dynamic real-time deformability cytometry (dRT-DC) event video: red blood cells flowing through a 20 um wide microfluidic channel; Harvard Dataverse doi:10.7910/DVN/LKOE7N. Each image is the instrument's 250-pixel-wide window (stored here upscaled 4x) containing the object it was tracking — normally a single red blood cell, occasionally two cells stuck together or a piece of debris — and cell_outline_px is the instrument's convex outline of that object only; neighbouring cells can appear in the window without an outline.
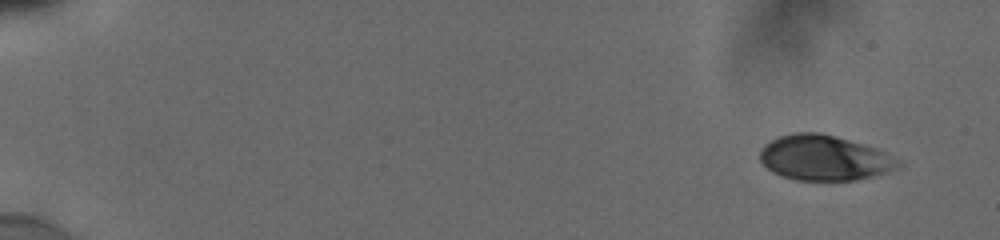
{"species": "human", "species_latin": "Homo sapiens", "temperature_condition": "cold", "stored_images_in_passage": 52, "camera_frame_rate_fps": 3000, "um_per_image_px": 0.085, "donor": {"sex": "male"}, "frame": {"image": 1, "passage_image": 1, "time_ms": 0.0, "image_size_px": [1000, 240], "cell_outline_px": [[904, 164], [900, 168], [888, 172], [856, 180], [796, 180], [772, 172], [760, 160], [760, 152], [764, 144], [780, 136], [796, 132], [820, 132], [836, 136], [876, 148], [900, 160]], "centroid_in_image_um": [70.1, 13.42], "position_along_channel_um": 14.9, "area_um2": 36.41}}
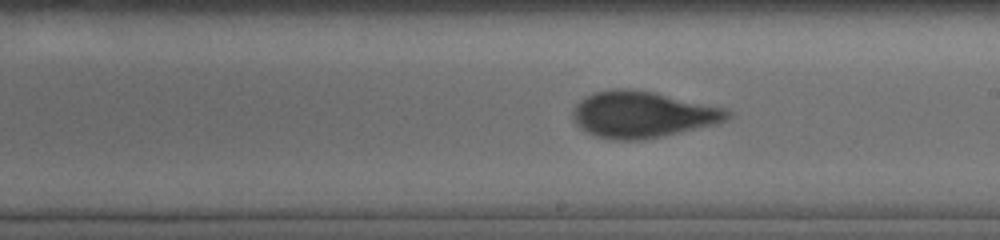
{"frame": {"image": 2, "passage_image": 31, "time_ms": 10.0, "image_size_px": [1000, 240], "cell_outline_px": [[732, 116], [716, 124], [644, 140], [612, 140], [596, 136], [580, 128], [576, 124], [572, 116], [572, 112], [576, 104], [584, 96], [596, 92], [612, 88], [632, 88], [656, 92], [724, 108], [732, 112]], "centroid_in_image_um": [54.59, 9.72], "position_along_channel_um": 234.4, "area_um2": 41.96}}
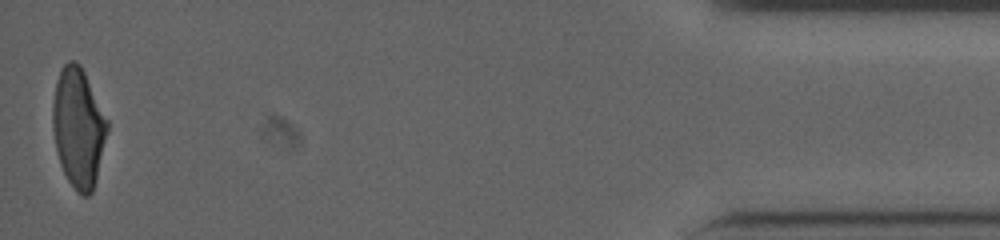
{"frame": {"image": 3, "passage_image": 52, "time_ms": 17.0, "image_size_px": [1000, 240], "cell_outline_px": [[108, 128], [96, 180], [92, 192], [88, 196], [84, 196], [76, 192], [68, 180], [60, 164], [56, 148], [52, 124], [52, 104], [56, 80], [64, 64], [68, 60], [76, 60], [80, 64], [108, 120]], "centroid_in_image_um": [6.65, 10.84], "position_along_channel_um": 428.6, "area_um2": 37.86}, "authors_computed_cell_mechanics": {"area_um2": 39.3618, "velocity_mm_per_s": 3.8581, "shape_relaxation_time_tau1_ms": 5.0856, "shape_relaxation_time_tau2_ms": 0.951, "deformation_change_tau1": 0.177, "deformation_change_tau2": 0.0487}}